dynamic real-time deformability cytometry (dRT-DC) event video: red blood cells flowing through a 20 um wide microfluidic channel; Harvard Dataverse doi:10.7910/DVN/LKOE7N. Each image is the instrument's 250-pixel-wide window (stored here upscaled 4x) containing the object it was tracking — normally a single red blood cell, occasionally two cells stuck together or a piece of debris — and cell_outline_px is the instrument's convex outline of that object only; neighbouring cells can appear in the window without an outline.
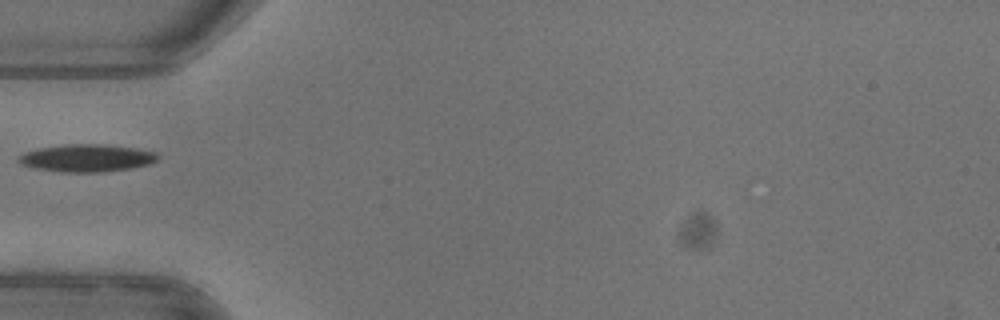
{"species": "common noctule bat (a hibernating species)", "species_latin": "Nyctalus noctula", "temperature_condition": "warm", "stored_images_in_passage": 36, "camera_frame_rate_fps": 3000, "um_per_image_px": 0.085, "animal": {"sex": "female"}, "frame": {"image": 1, "passage_image": 1, "time_ms": 0.0, "image_size_px": [1000, 320], "cell_outline_px": [[160, 156], [156, 160], [148, 164], [132, 168], [100, 172], [64, 172], [36, 168], [24, 164], [16, 160], [16, 156], [24, 152], [40, 148], [64, 144], [104, 144], [136, 148], [160, 152]], "centroid_in_image_um": [7.41, 13.42], "position_along_channel_um": 77.6, "area_um2": 22.37}}